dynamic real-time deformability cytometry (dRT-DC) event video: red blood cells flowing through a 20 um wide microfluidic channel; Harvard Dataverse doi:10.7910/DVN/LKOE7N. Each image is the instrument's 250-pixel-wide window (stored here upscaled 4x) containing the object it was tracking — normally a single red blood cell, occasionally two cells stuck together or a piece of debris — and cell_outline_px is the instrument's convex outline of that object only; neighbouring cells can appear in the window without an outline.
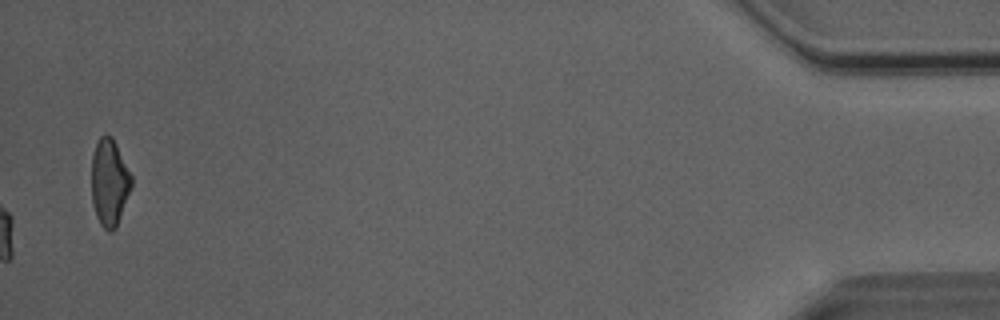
{"species": "Egyptian fruit bat (a non-hibernating species)", "species_latin": "Rousettus aegyptiacus", "temperature_condition": "room temperature", "stored_images_in_passage": 41, "camera_frame_rate_fps": 3000, "um_per_image_px": 0.085, "animal": {"sex": "male"}, "frame": {"image": 1, "passage_image": 41, "time_ms": 13.333, "image_size_px": [1000, 320], "cell_outline_px": [[132, 188], [116, 228], [112, 232], [108, 232], [100, 224], [96, 216], [92, 200], [92, 156], [96, 144], [100, 136], [112, 136], [132, 176]], "centroid_in_image_um": [9.31, 15.54], "position_along_channel_um": 425.9, "area_um2": 20.23}, "authors_computed_cell_mechanics": {"area_um2": 19.941, "velocity_mm_per_s": 4.0512, "shape_relaxation_time_tau1_ms": 5.8508, "shape_relaxation_time_tau2_ms": 0.9283, "deformation_change_tau1": 0.1269, "deformation_change_tau2": 0.0417}}